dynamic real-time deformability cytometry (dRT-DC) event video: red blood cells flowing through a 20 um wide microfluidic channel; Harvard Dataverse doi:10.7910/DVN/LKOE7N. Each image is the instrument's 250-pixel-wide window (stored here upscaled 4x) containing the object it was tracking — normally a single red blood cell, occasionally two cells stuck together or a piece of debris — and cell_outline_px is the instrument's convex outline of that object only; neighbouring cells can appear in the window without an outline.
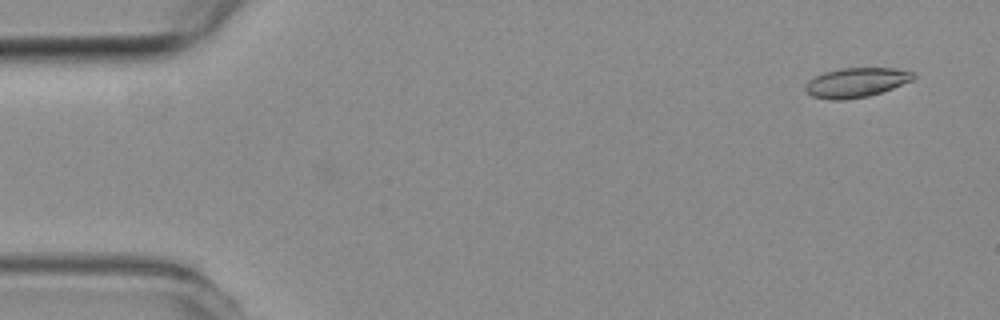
{"species": "common noctule bat (a hibernating species)", "species_latin": "Nyctalus noctula", "temperature_condition": "room temperature", "stored_images_in_passage": 54, "camera_frame_rate_fps": 3000, "um_per_image_px": 0.085, "animal": {"sex": "female", "body_mass_g": 19.3, "forearm_length_mm": 54.1}, "frame": {"image": 1, "passage_image": 3, "time_ms": 0.667, "image_size_px": [1000, 320], "cell_outline_px": [[916, 76], [912, 80], [892, 88], [868, 96], [844, 100], [828, 100], [812, 96], [804, 88], [804, 84], [808, 80], [824, 72], [840, 68], [896, 68], [912, 72]], "centroid_in_image_um": [72.74, 7.01], "position_along_channel_um": 12.3, "area_um2": 18.55}}
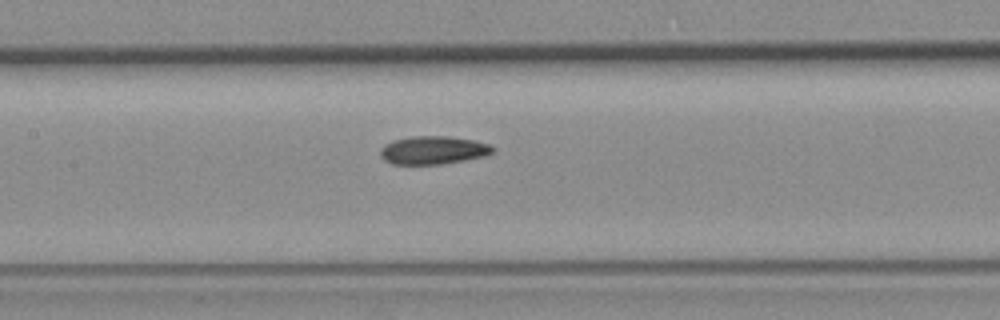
{"frame": {"image": 2, "passage_image": 25, "time_ms": 8.0, "image_size_px": [1000, 320], "cell_outline_px": [[496, 148], [492, 152], [484, 156], [464, 160], [440, 164], [392, 164], [384, 160], [380, 156], [380, 148], [384, 144], [392, 140], [412, 136], [448, 136], [472, 140], [488, 144]], "centroid_in_image_um": [36.77, 12.76], "position_along_channel_um": 170.6, "area_um2": 18.44}}
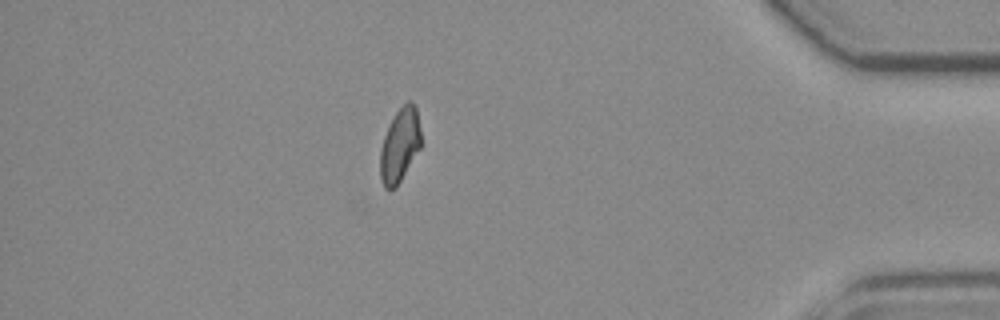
{"frame": {"image": 3, "passage_image": 47, "time_ms": 15.333, "image_size_px": [1000, 320], "cell_outline_px": [[420, 148], [396, 188], [384, 188], [380, 176], [380, 148], [384, 136], [396, 112], [408, 100], [412, 100], [416, 108], [420, 128]], "centroid_in_image_um": [33.98, 12.35], "position_along_channel_um": 401.2, "area_um2": 17.34}, "authors_computed_cell_mechanics": {"area_um2": 18.4093, "velocity_mm_per_s": 3.7602, "shape_relaxation_time_tau1_ms": null, "shape_relaxation_time_tau2_ms": 4.8984, "deformation_change_tau1": null, "deformation_change_tau2": 0.096}}